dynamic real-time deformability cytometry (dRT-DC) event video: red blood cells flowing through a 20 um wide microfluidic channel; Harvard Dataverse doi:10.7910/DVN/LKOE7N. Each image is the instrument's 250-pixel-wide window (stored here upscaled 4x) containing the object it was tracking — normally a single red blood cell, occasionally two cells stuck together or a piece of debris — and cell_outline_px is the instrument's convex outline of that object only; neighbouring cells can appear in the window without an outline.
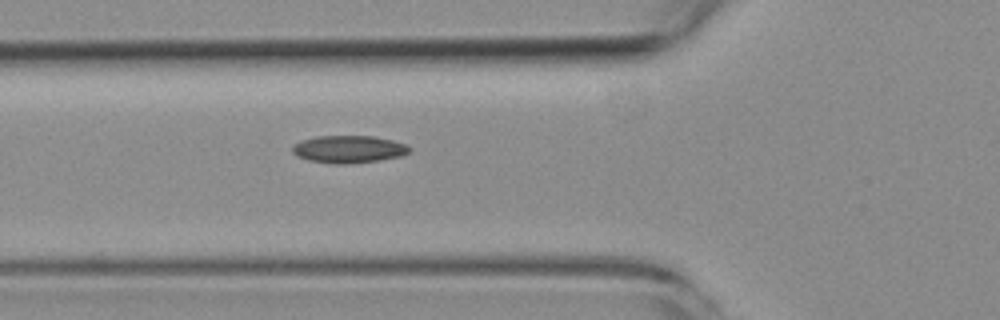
{"species": "common noctule bat (a hibernating species)", "species_latin": "Nyctalus noctula", "temperature_condition": "room temperature", "stored_images_in_passage": 4, "camera_frame_rate_fps": 3000, "um_per_image_px": 0.085, "animal": {"sex": "female", "body_mass_g": 19.3, "forearm_length_mm": 54.1}, "frame": {"image": 1, "passage_image": 4, "time_ms": 3.667, "image_size_px": [1000, 320], "cell_outline_px": [[412, 148], [408, 152], [400, 156], [380, 160], [348, 164], [332, 164], [308, 160], [296, 156], [292, 152], [292, 148], [300, 140], [316, 136], [372, 136], [392, 140], [404, 144]], "centroid_in_image_um": [29.6, 12.69], "position_along_channel_um": 96.2, "area_um2": 18.73}}